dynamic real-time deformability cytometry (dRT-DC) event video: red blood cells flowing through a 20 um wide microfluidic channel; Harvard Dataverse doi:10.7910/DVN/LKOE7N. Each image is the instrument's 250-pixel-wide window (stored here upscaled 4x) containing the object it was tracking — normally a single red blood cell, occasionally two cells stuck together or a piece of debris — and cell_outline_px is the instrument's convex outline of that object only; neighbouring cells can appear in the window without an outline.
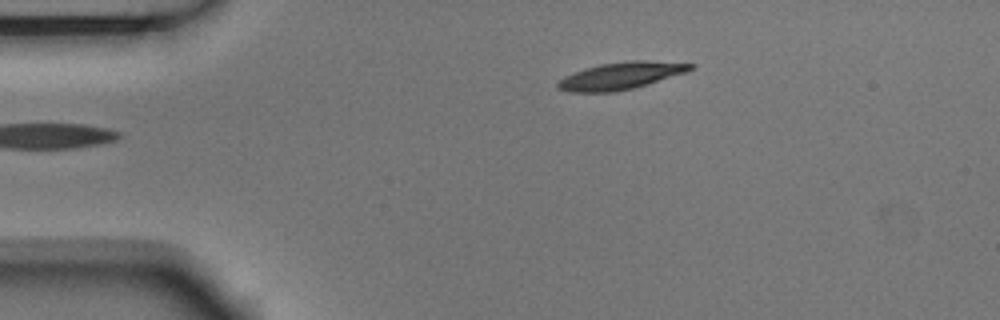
{"species": "Egyptian fruit bat (a non-hibernating species)", "species_latin": "Rousettus aegyptiacus", "temperature_condition": "room temperature", "stored_images_in_passage": 5, "camera_frame_rate_fps": 3000, "um_per_image_px": 0.085, "animal": {"sex": "male"}, "frame": {"image": 1, "passage_image": 5, "time_ms": 1.333, "image_size_px": [1000, 320], "cell_outline_px": [[696, 64], [692, 68], [684, 72], [648, 84], [632, 88], [612, 92], [572, 92], [556, 88], [556, 84], [564, 76], [600, 64], [628, 60], [648, 60]], "centroid_in_image_um": [52.75, 6.43], "position_along_channel_um": 32.2, "area_um2": 20.63}}